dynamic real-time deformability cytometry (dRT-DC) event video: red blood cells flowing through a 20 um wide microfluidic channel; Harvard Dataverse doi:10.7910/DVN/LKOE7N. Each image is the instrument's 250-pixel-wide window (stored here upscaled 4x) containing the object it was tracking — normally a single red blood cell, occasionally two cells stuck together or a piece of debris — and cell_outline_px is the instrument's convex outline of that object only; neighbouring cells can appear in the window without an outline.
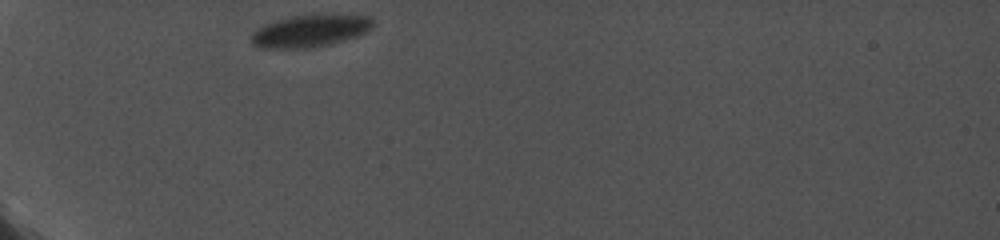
{"species": "common noctule bat (a hibernating species)", "species_latin": "Nyctalus noctula", "temperature_condition": "cold", "stored_images_in_passage": 20, "camera_frame_rate_fps": 5000, "um_per_image_px": 0.085, "animal": {"sex": "female", "body_mass_g": 19.0, "forearm_length_mm": 56.7}, "frame": {"image": 1, "passage_image": 1, "time_ms": 0.0, "image_size_px": [1000, 240], "cell_outline_px": [[372, 28], [368, 32], [332, 44], [308, 48], [260, 48], [252, 44], [252, 32], [264, 24], [288, 16], [312, 12], [368, 16], [372, 20]], "centroid_in_image_um": [26.37, 2.59], "position_along_channel_um": 58.6, "area_um2": 23.52}}
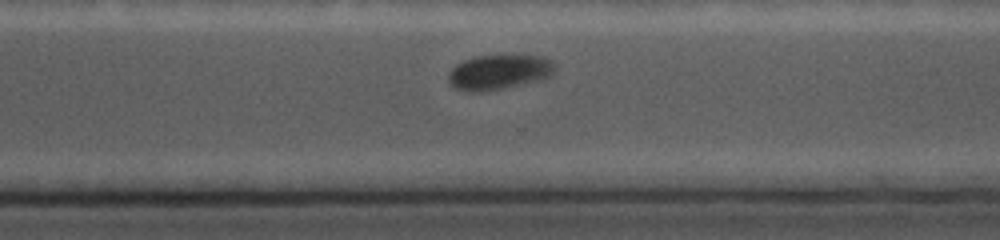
{"frame": {"image": 2, "passage_image": 19, "time_ms": 8.0, "image_size_px": [1000, 240], "cell_outline_px": [[556, 68], [552, 76], [504, 88], [484, 92], [468, 92], [456, 88], [448, 84], [448, 72], [456, 64], [464, 60], [476, 56], [512, 52], [540, 56], [556, 64]], "centroid_in_image_um": [42.4, 6.08], "position_along_channel_um": 328.2, "area_um2": 22.48}}